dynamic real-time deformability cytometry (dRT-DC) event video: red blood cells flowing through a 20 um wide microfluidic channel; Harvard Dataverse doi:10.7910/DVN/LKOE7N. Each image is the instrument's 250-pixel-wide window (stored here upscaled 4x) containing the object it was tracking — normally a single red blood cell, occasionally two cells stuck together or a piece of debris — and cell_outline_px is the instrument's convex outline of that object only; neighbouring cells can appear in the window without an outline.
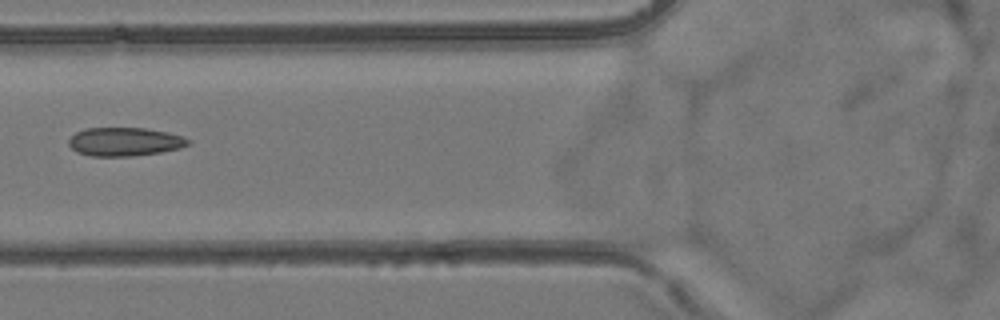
{"species": "common noctule bat (a hibernating species)", "species_latin": "Nyctalus noctula", "temperature_condition": "room temperature", "stored_images_in_passage": 7, "camera_frame_rate_fps": 3000, "um_per_image_px": 0.085, "animal": {"sex": "female", "body_mass_g": 24.6, "forearm_length_mm": 56.2}, "frame": {"image": 1, "passage_image": 7, "time_ms": 7.0, "image_size_px": [1000, 320], "cell_outline_px": [[192, 140], [188, 144], [180, 148], [160, 152], [132, 156], [92, 156], [76, 152], [68, 144], [68, 140], [76, 132], [84, 128], [144, 128], [168, 132], [184, 136]], "centroid_in_image_um": [10.6, 12.04], "position_along_channel_um": 115.2, "area_um2": 19.94}}